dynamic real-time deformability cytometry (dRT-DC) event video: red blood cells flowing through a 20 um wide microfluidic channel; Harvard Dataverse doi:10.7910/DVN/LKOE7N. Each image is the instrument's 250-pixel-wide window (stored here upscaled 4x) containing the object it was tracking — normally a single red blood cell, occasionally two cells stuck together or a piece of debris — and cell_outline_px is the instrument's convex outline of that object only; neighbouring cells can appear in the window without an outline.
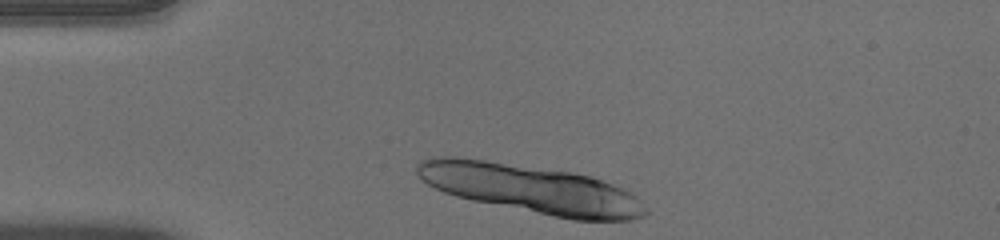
{"species": "human", "species_latin": "Homo sapiens", "temperature_condition": "warm", "stored_images_in_passage": 35, "segment_of_instrument_passage": [1, 2], "camera_frame_rate_fps": 3000, "um_per_image_px": 0.085, "donor": {"sex": "male"}, "frame": {"image": 1, "passage_image": 1, "time_ms": 0.0, "image_size_px": [1000, 240], "cell_outline_px": [[648, 212], [644, 216], [632, 220], [572, 220], [472, 200], [456, 196], [444, 192], [428, 184], [416, 172], [416, 164], [420, 160], [432, 156], [456, 156], [572, 172], [592, 176], [612, 184], [636, 196], [648, 208]], "centroid_in_image_um": [45.14, 16.05], "position_along_channel_um": 39.9, "area_um2": 64.56}}